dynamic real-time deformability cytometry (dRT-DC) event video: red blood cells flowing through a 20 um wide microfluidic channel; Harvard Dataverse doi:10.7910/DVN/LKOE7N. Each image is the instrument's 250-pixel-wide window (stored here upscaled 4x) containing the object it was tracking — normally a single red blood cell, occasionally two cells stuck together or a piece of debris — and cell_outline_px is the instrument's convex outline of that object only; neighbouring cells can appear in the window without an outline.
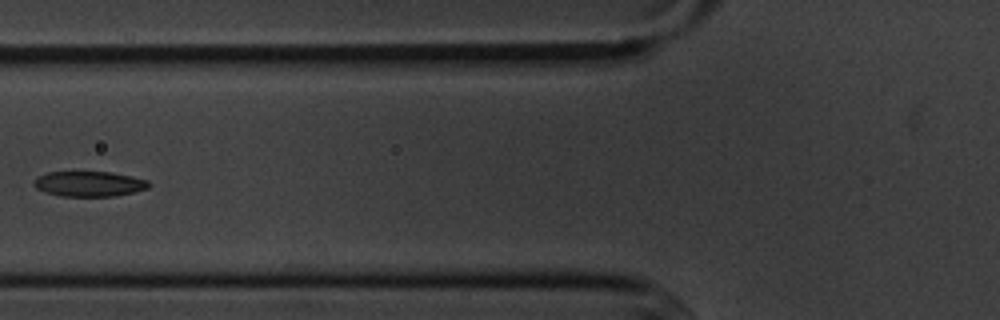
{"species": "common noctule bat (a hibernating species)", "species_latin": "Nyctalus noctula", "temperature_condition": "cold", "stored_images_in_passage": 8, "camera_frame_rate_fps": 3000, "um_per_image_px": 0.085, "animal": {"sex": "male", "body_mass_g": 20.1, "forearm_length_mm": 53.5}, "frame": {"image": 1, "passage_image": 7, "time_ms": 7.0, "image_size_px": [1000, 320], "cell_outline_px": [[152, 184], [148, 188], [116, 196], [60, 196], [44, 192], [36, 188], [32, 184], [32, 180], [36, 176], [48, 172], [112, 172], [132, 176], [148, 180]], "centroid_in_image_um": [7.55, 15.62], "position_along_channel_um": 118.3, "area_um2": 17.11}}
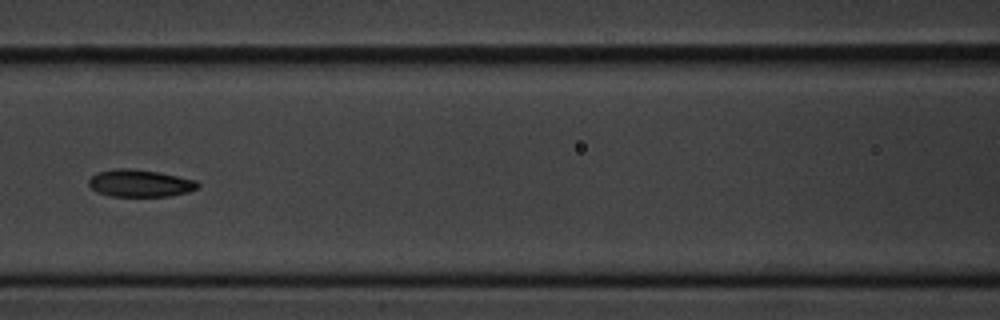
{"frame": {"image": 2, "passage_image": 8, "time_ms": 8.0, "image_size_px": [1000, 320], "cell_outline_px": [[200, 188], [188, 192], [168, 196], [112, 196], [96, 192], [88, 184], [88, 180], [96, 172], [116, 168], [132, 168], [156, 172], [196, 180], [200, 184]], "centroid_in_image_um": [11.89, 15.57], "position_along_channel_um": 154.7, "area_um2": 17.34}}